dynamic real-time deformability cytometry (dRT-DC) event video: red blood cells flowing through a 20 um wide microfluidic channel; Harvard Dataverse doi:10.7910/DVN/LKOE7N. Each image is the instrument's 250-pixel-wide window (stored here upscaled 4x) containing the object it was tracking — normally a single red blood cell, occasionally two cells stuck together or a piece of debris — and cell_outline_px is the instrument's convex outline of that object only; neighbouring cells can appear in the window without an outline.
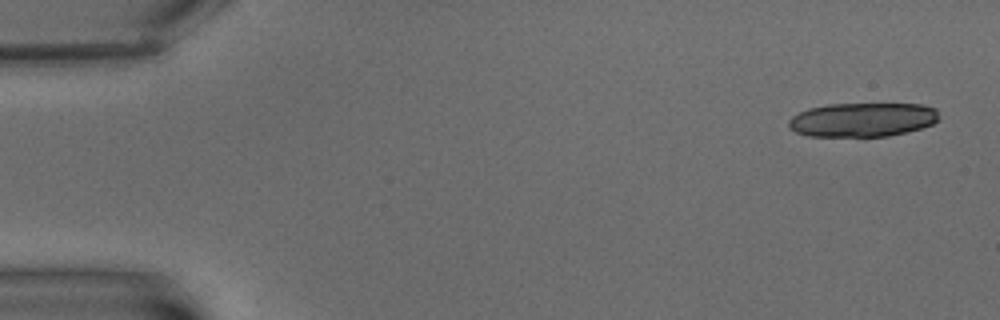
{"species": "common noctule bat (a hibernating species)", "species_latin": "Nyctalus noctula", "temperature_condition": "warm", "stored_images_in_passage": 7, "camera_frame_rate_fps": 3000, "um_per_image_px": 0.085, "animal": {"sex": "male", "body_mass_g": 15.6}, "frame": {"image": 1, "passage_image": 1, "time_ms": 0.0, "image_size_px": [1000, 320], "cell_outline_px": [[940, 120], [932, 124], [920, 128], [888, 136], [808, 136], [796, 132], [788, 128], [788, 120], [792, 116], [808, 108], [828, 104], [924, 104], [936, 108]], "centroid_in_image_um": [73.31, 10.17], "position_along_channel_um": 11.7, "area_um2": 29.94}}